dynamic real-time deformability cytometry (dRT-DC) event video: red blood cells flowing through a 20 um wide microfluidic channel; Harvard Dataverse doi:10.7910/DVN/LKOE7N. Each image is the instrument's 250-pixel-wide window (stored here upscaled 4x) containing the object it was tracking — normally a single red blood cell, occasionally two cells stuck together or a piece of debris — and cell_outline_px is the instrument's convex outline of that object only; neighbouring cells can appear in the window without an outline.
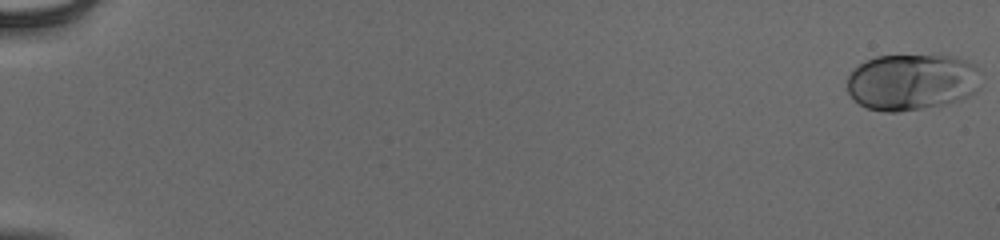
{"species": "human", "species_latin": "Homo sapiens", "temperature_condition": "cold", "stored_images_in_passage": 55, "camera_frame_rate_fps": 3000, "um_per_image_px": 0.085, "donor": {"sex": "male"}, "frame": {"image": 1, "passage_image": 1, "time_ms": 0.0, "image_size_px": [1000, 240], "cell_outline_px": [[980, 88], [976, 92], [968, 96], [956, 100], [940, 104], [920, 108], [896, 112], [884, 112], [868, 108], [860, 104], [848, 92], [848, 76], [864, 60], [876, 56], [956, 56], [968, 60], [976, 64]], "centroid_in_image_um": [77.52, 6.95], "position_along_channel_um": 7.5, "area_um2": 43.7}}
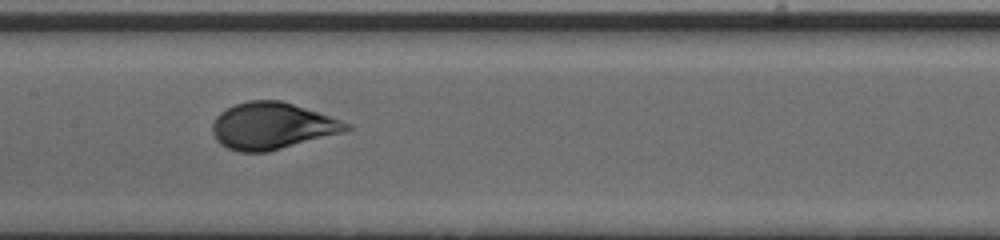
{"frame": {"image": 2, "passage_image": 30, "time_ms": 9.667, "image_size_px": [1000, 240], "cell_outline_px": [[352, 128], [344, 132], [268, 152], [240, 152], [228, 148], [220, 144], [216, 140], [212, 132], [212, 124], [216, 116], [220, 112], [236, 104], [248, 100], [280, 100], [352, 124]], "centroid_in_image_um": [23.1, 10.71], "position_along_channel_um": 184.3, "area_um2": 36.24}}
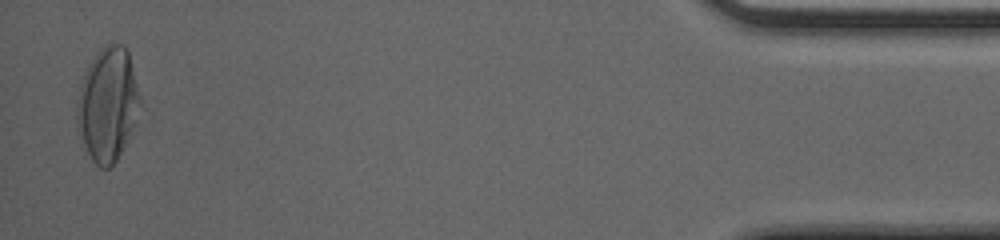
{"frame": {"image": 3, "passage_image": 54, "time_ms": 17.667, "image_size_px": [1000, 240], "cell_outline_px": [[140, 100], [132, 128], [116, 160], [108, 168], [100, 168], [92, 160], [84, 144], [76, 124], [76, 108], [80, 84], [84, 72], [88, 64], [96, 52], [104, 44], [112, 40], [124, 44], [128, 48], [140, 96]], "centroid_in_image_um": [9.13, 8.76], "position_along_channel_um": 426.1, "area_um2": 41.67}, "authors_computed_cell_mechanics": {"area_um2": 37.4544, "velocity_mm_per_s": 3.9228, "shape_relaxation_time_tau1_ms": 3.6538, "shape_relaxation_time_tau2_ms": null, "deformation_change_tau1": 0.1677, "deformation_change_tau2": null}}